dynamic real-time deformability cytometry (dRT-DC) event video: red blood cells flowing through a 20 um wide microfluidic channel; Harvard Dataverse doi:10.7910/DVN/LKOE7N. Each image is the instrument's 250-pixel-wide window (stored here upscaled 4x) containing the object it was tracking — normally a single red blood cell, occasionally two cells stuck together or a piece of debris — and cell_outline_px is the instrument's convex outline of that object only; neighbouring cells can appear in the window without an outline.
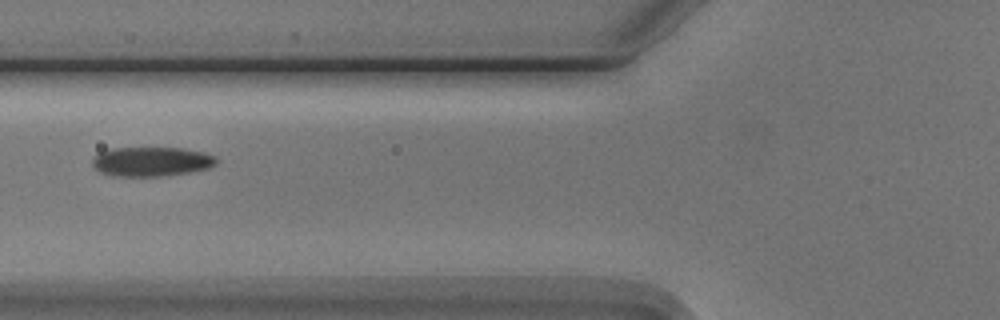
{"species": "Egyptian fruit bat (a non-hibernating species)", "species_latin": "Rousettus aegyptiacus", "temperature_condition": "cold", "stored_images_in_passage": 7, "camera_frame_rate_fps": 3000, "um_per_image_px": 0.085, "animal": {"sex": "male"}, "frame": {"image": 1, "passage_image": 7, "time_ms": 7.0, "image_size_px": [1000, 320], "cell_outline_px": [[216, 164], [208, 168], [188, 172], [160, 176], [116, 176], [100, 172], [92, 164], [92, 156], [108, 148], [184, 148], [204, 152], [216, 156]], "centroid_in_image_um": [12.85, 13.72], "position_along_channel_um": 113.0, "area_um2": 21.27}}